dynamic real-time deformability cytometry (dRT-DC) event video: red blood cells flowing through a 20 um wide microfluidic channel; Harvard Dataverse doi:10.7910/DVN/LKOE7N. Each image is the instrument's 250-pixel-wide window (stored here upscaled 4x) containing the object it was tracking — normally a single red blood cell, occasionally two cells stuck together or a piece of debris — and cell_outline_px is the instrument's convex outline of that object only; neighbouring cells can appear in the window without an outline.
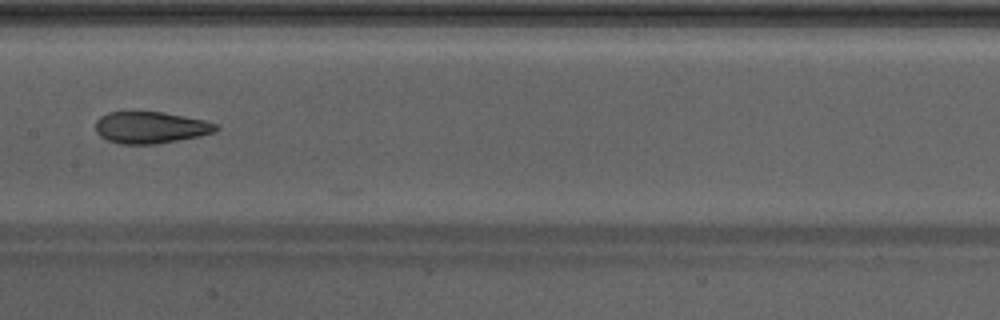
{"species": "Egyptian fruit bat (a non-hibernating species)", "species_latin": "Rousettus aegyptiacus", "temperature_condition": "warm", "stored_images_in_passage": 22, "camera_frame_rate_fps": 3000, "um_per_image_px": 0.085, "animal": {"sex": "male"}, "frame": {"image": 1, "passage_image": 10, "time_ms": 3.0, "image_size_px": [1000, 320], "cell_outline_px": [[220, 128], [216, 132], [200, 136], [156, 144], [120, 144], [108, 140], [100, 136], [96, 132], [96, 120], [100, 116], [108, 112], [164, 112], [204, 120], [216, 124]], "centroid_in_image_um": [12.81, 10.84], "position_along_channel_um": 194.6, "area_um2": 22.31}, "authors_computed_cell_mechanics": {"area_um2": 22.6576, "velocity_mm_per_s": 4.3157, "shape_relaxation_time_tau1_ms": null, "shape_relaxation_time_tau2_ms": 1.0382, "deformation_change_tau1": null, "deformation_change_tau2": 0.0817}}